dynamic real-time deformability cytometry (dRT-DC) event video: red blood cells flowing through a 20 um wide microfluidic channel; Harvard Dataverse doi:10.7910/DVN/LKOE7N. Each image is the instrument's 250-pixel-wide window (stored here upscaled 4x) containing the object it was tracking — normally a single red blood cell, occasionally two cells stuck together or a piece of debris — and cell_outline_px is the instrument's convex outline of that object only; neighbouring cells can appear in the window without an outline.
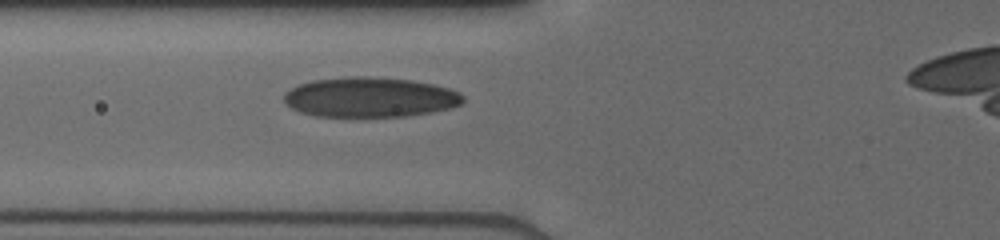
{"species": "human", "species_latin": "Homo sapiens", "temperature_condition": "cold", "stored_images_in_passage": 4, "camera_frame_rate_fps": 3000, "um_per_image_px": 0.085, "donor": {"sex": "male"}, "frame": {"image": 1, "passage_image": 4, "time_ms": 2.667, "image_size_px": [1000, 240], "cell_outline_px": [[464, 104], [432, 112], [404, 116], [316, 116], [300, 112], [292, 108], [284, 100], [284, 92], [300, 84], [312, 80], [352, 76], [360, 76], [408, 80], [432, 84], [448, 88], [460, 92], [464, 96]], "centroid_in_image_um": [31.46, 8.27], "position_along_channel_um": 94.3, "area_um2": 41.38}}